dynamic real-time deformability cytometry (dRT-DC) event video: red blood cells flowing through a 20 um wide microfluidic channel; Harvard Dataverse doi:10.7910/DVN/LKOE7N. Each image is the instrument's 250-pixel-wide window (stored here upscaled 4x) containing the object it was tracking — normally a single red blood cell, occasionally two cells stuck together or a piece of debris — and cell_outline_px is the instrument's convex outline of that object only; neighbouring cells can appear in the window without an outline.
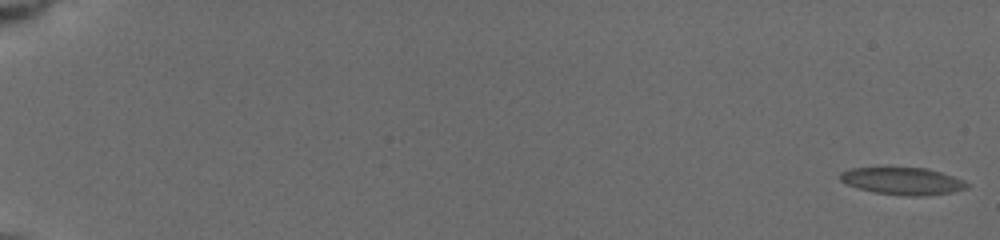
{"species": "common noctule bat (a hibernating species)", "species_latin": "Nyctalus noctula", "temperature_condition": "cold", "stored_images_in_passage": 15, "camera_frame_rate_fps": 3000, "um_per_image_px": 0.085, "animal": {"sex": "female", "body_mass_g": 19.5, "forearm_length_mm": 54.1}, "frame": {"image": 1, "passage_image": 1, "time_ms": 0.0, "image_size_px": [1000, 240], "cell_outline_px": [[968, 188], [952, 192], [920, 196], [908, 196], [876, 192], [856, 188], [840, 180], [840, 172], [852, 168], [928, 168], [964, 180], [968, 184]], "centroid_in_image_um": [76.73, 15.39], "position_along_channel_um": 8.3, "area_um2": 19.88}}
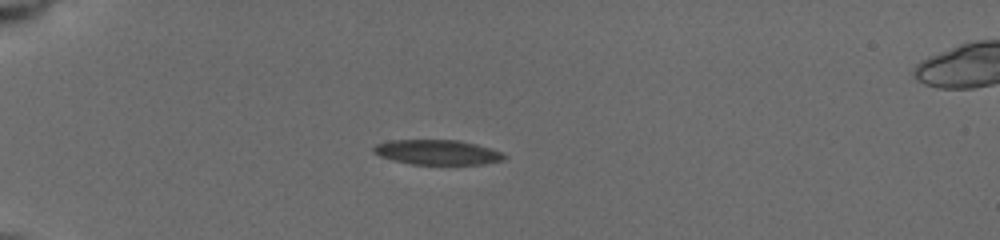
{"frame": {"image": 2, "passage_image": 12, "time_ms": 5.333, "image_size_px": [1000, 240], "cell_outline_px": [[508, 156], [504, 160], [484, 164], [412, 164], [392, 160], [380, 156], [372, 152], [372, 148], [376, 144], [392, 140], [460, 140], [492, 148]], "centroid_in_image_um": [37.18, 12.94], "position_along_channel_um": 47.8, "area_um2": 19.02}}